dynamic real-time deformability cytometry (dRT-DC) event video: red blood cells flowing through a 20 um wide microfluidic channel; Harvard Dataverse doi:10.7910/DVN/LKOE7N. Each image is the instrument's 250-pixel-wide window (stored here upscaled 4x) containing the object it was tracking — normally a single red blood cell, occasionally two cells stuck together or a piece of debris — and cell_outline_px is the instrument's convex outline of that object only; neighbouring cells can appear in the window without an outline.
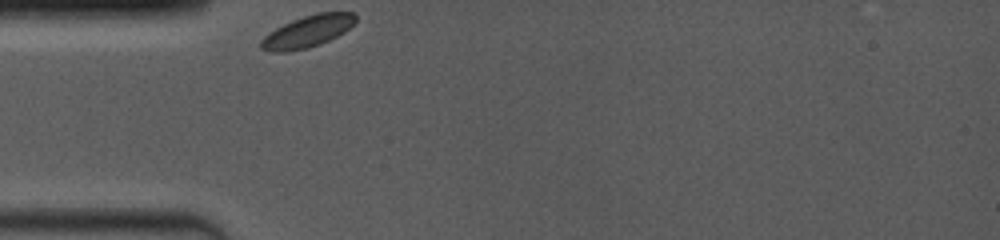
{"species": "common noctule bat (a hibernating species)", "species_latin": "Nyctalus noctula", "temperature_condition": "room temperature", "stored_images_in_passage": 27, "camera_frame_rate_fps": 4000, "um_per_image_px": 0.085, "animal": {"sex": "female", "body_mass_g": 19.0, "forearm_length_mm": 53.3}, "frame": {"image": 1, "passage_image": 1, "time_ms": 0.0, "image_size_px": [1000, 240], "cell_outline_px": [[356, 20], [344, 32], [320, 44], [308, 48], [284, 52], [268, 52], [260, 48], [260, 40], [268, 32], [292, 20], [316, 12], [352, 12], [356, 16]], "centroid_in_image_um": [26.1, 2.68], "position_along_channel_um": 58.9, "area_um2": 17.51}}
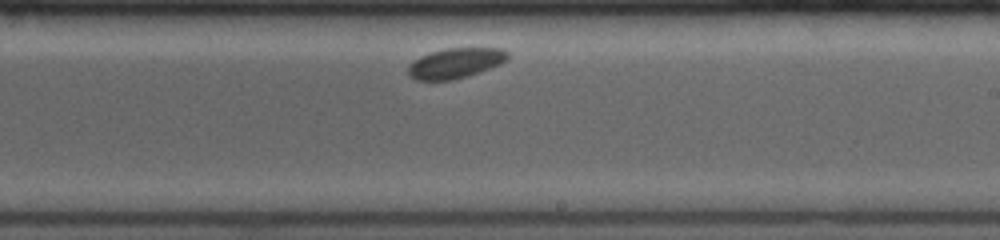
{"frame": {"image": 2, "passage_image": 16, "time_ms": 5.5, "image_size_px": [1000, 240], "cell_outline_px": [[508, 60], [500, 64], [468, 76], [452, 80], [416, 80], [408, 76], [408, 64], [420, 56], [444, 48], [504, 48], [508, 52]], "centroid_in_image_um": [38.71, 5.36], "position_along_channel_um": 250.3, "area_um2": 17.63}}
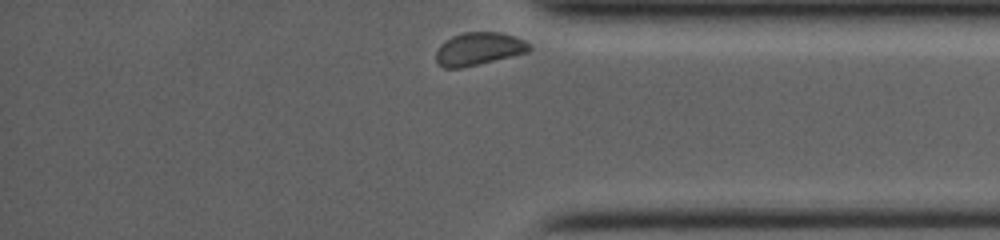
{"frame": {"image": 3, "passage_image": 27, "time_ms": 9.5, "image_size_px": [1000, 240], "cell_outline_px": [[532, 48], [528, 52], [460, 68], [444, 68], [436, 60], [436, 52], [440, 44], [452, 36], [464, 32], [500, 32], [524, 40]], "centroid_in_image_um": [40.67, 4.14], "position_along_channel_um": 394.5, "area_um2": 17.57}}